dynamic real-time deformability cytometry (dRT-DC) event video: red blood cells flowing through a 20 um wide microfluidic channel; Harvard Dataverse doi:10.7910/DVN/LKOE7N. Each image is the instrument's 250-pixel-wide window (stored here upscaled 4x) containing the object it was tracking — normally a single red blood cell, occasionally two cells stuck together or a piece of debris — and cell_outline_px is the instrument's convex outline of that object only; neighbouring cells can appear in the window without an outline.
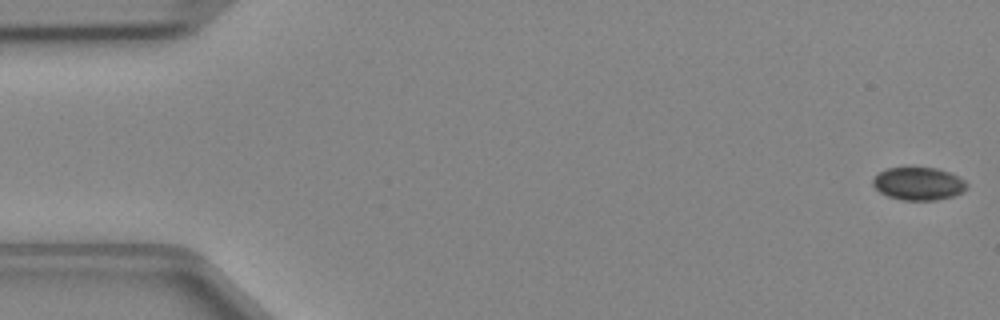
{"species": "Egyptian fruit bat (a non-hibernating species)", "species_latin": "Rousettus aegyptiacus", "temperature_condition": "cold", "stored_images_in_passage": 47, "camera_frame_rate_fps": 3000, "um_per_image_px": 0.085, "animal": {"sex": "female"}, "frame": {"image": 1, "passage_image": 1, "time_ms": 0.0, "image_size_px": [1000, 320], "cell_outline_px": [[968, 188], [964, 192], [952, 196], [936, 200], [904, 200], [888, 196], [880, 192], [872, 184], [872, 180], [880, 172], [888, 168], [908, 164], [936, 168], [948, 172], [964, 180], [968, 184]], "centroid_in_image_um": [78.07, 15.57], "position_along_channel_um": 6.9, "area_um2": 18.5}}
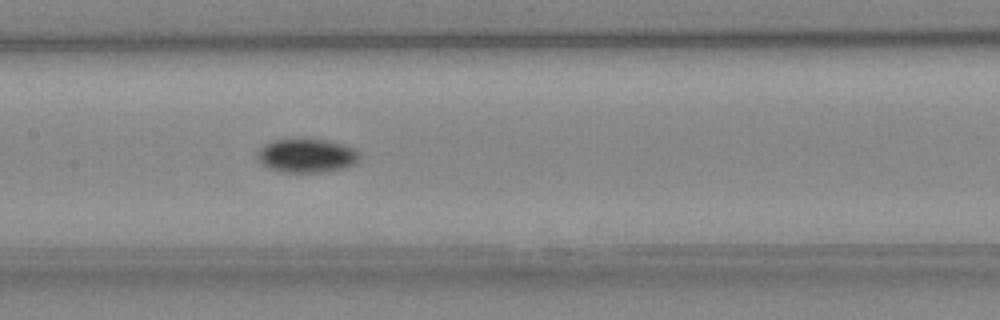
{"frame": {"image": 2, "passage_image": 23, "time_ms": 7.333, "image_size_px": [1000, 320], "cell_outline_px": [[360, 160], [344, 168], [324, 172], [280, 172], [268, 168], [256, 156], [256, 152], [264, 144], [272, 140], [296, 136], [304, 136], [328, 140], [344, 144], [356, 148], [360, 152]], "centroid_in_image_um": [26.07, 13.17], "position_along_channel_um": 181.3, "area_um2": 21.1}}
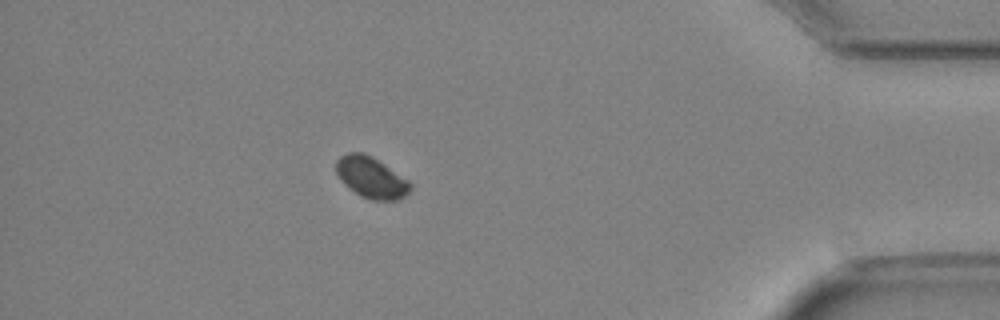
{"frame": {"image": 3, "passage_image": 42, "time_ms": 13.667, "image_size_px": [1000, 320], "cell_outline_px": [[412, 188], [404, 196], [396, 200], [368, 200], [360, 196], [348, 188], [344, 184], [336, 172], [336, 160], [340, 156], [348, 152], [364, 152], [372, 156], [408, 180], [412, 184]], "centroid_in_image_um": [31.53, 15.08], "position_along_channel_um": 403.7, "area_um2": 17.86}}